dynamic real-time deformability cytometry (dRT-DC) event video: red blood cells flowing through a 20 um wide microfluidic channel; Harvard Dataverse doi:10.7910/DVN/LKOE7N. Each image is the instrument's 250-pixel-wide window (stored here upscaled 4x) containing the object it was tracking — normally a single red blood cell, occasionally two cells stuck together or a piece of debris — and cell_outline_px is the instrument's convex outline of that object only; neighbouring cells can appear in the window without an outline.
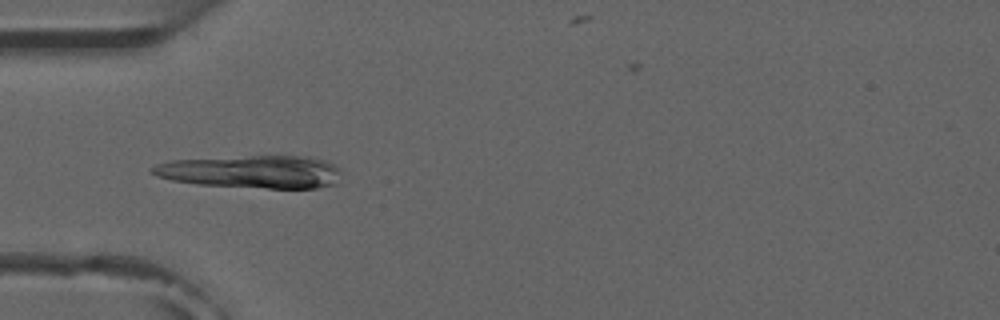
{"species": "common noctule bat (a hibernating species)", "species_latin": "Nyctalus noctula", "temperature_condition": "room temperature", "stored_images_in_passage": 8, "camera_frame_rate_fps": 3000, "um_per_image_px": 0.085, "animal": {"sex": "male", "forearm_length_mm": 52.5}, "frame": {"image": 1, "passage_image": 4, "time_ms": 4.333, "image_size_px": [1000, 320], "cell_outline_px": [[340, 172], [336, 184], [316, 188], [268, 188], [196, 184], [172, 180], [156, 176], [148, 168], [156, 164], [172, 160], [252, 156], [308, 156], [324, 160], [340, 168]], "centroid_in_image_um": [21.39, 14.6], "position_along_channel_um": 63.6, "area_um2": 36.07}}
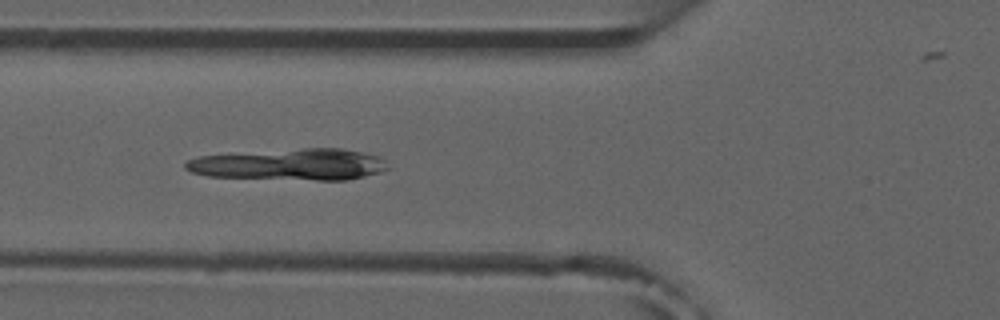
{"frame": {"image": 2, "passage_image": 5, "time_ms": 5.333, "image_size_px": [1000, 320], "cell_outline_px": [[392, 168], [380, 172], [348, 180], [316, 180], [208, 176], [192, 172], [184, 168], [184, 164], [188, 160], [200, 156], [304, 148], [344, 148], [376, 156], [384, 160]], "centroid_in_image_um": [24.7, 13.98], "position_along_channel_um": 101.1, "area_um2": 36.76}}
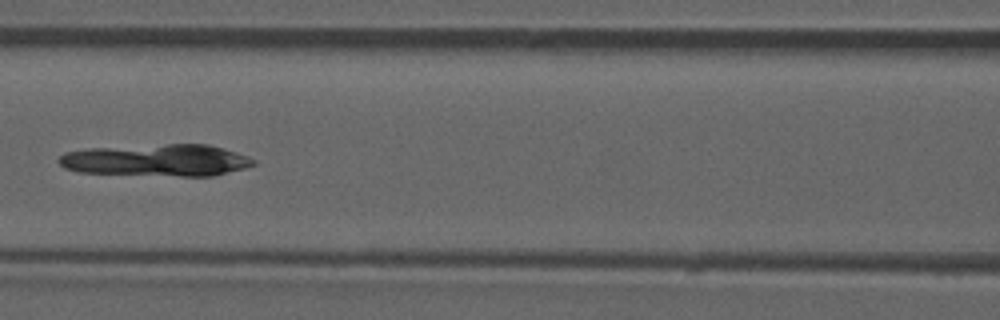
{"frame": {"image": 3, "passage_image": 6, "time_ms": 6.667, "image_size_px": [1000, 320], "cell_outline_px": [[256, 164], [244, 168], [216, 176], [180, 176], [76, 172], [64, 168], [56, 160], [64, 152], [88, 148], [168, 144], [208, 144], [224, 148], [248, 156], [256, 160]], "centroid_in_image_um": [13.32, 13.62], "position_along_channel_um": 153.3, "area_um2": 36.53}}